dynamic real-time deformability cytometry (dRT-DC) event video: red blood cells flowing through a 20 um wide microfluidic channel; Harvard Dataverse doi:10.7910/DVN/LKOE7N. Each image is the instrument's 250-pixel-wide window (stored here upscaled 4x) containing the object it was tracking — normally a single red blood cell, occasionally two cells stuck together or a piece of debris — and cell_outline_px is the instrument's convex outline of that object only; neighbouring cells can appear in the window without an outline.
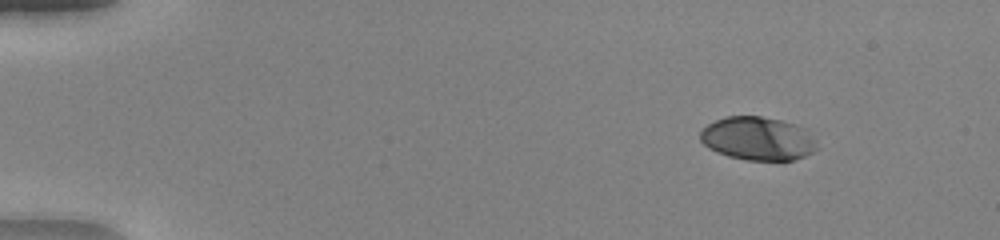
{"species": "human", "species_latin": "Homo sapiens", "temperature_condition": "warm", "stored_images_in_passage": 42, "camera_frame_rate_fps": 3000, "um_per_image_px": 0.085, "donor": {"sex": "female"}, "frame": {"image": 1, "passage_image": 1, "time_ms": 0.0, "image_size_px": [1000, 240], "cell_outline_px": [[820, 148], [804, 156], [792, 160], [748, 160], [728, 156], [716, 152], [708, 148], [700, 140], [700, 132], [708, 124], [716, 120], [728, 116], [760, 116], [780, 120], [796, 124], [804, 128], [816, 140]], "centroid_in_image_um": [64.43, 11.78], "position_along_channel_um": 20.6, "area_um2": 29.59}}
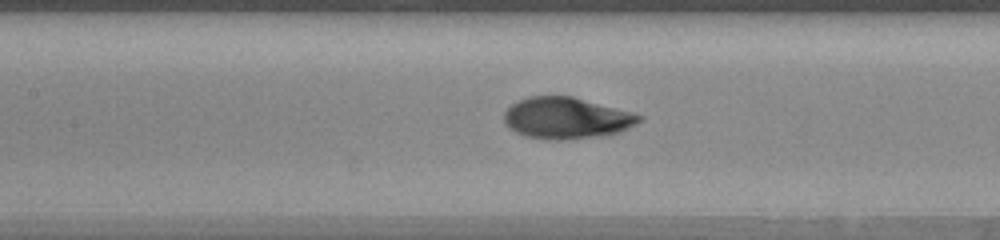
{"frame": {"image": 2, "passage_image": 20, "time_ms": 6.333, "image_size_px": [1000, 240], "cell_outline_px": [[644, 120], [620, 132], [608, 136], [564, 140], [544, 140], [524, 136], [508, 128], [504, 124], [504, 112], [512, 104], [528, 96], [572, 96], [632, 112], [644, 116]], "centroid_in_image_um": [48.17, 10.06], "position_along_channel_um": 159.2, "area_um2": 33.12}}
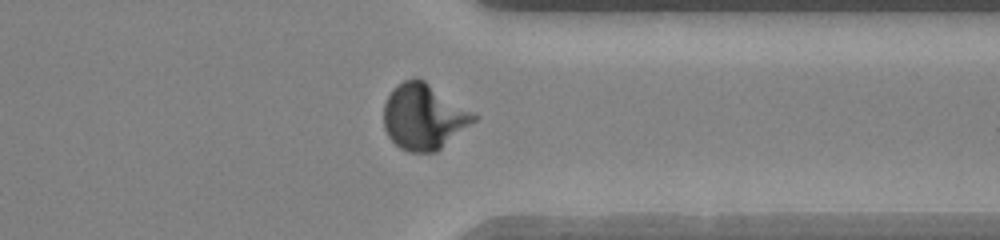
{"frame": {"image": 3, "passage_image": 36, "time_ms": 11.667, "image_size_px": [1000, 240], "cell_outline_px": [[480, 116], [476, 120], [436, 152], [408, 152], [400, 148], [388, 136], [384, 128], [384, 104], [392, 88], [396, 84], [412, 76], [416, 76], [424, 80]], "centroid_in_image_um": [36.01, 9.9], "position_along_channel_um": 375.4, "area_um2": 34.62}}